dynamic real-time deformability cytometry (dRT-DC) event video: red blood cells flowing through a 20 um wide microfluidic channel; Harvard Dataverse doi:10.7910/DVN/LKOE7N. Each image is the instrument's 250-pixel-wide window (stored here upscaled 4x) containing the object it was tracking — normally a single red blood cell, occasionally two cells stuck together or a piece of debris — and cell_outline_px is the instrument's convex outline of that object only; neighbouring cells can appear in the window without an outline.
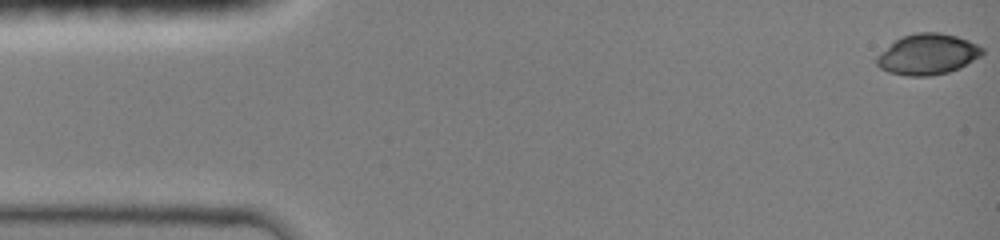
{"species": "common noctule bat (a hibernating species)", "species_latin": "Nyctalus noctula", "temperature_condition": "room temperature", "stored_images_in_passage": 13, "camera_frame_rate_fps": 3000, "um_per_image_px": 0.085, "animal": {"sex": "female", "body_mass_g": 19.0, "forearm_length_mm": 51.5}, "frame": {"image": 1, "passage_image": 1, "time_ms": 0.0, "image_size_px": [1000, 240], "cell_outline_px": [[984, 52], [980, 56], [960, 68], [948, 72], [928, 76], [908, 76], [888, 72], [880, 68], [876, 64], [876, 56], [880, 52], [896, 40], [904, 36], [916, 32], [940, 32], [956, 36], [968, 40], [984, 48]], "centroid_in_image_um": [78.84, 4.62], "position_along_channel_um": 6.2, "area_um2": 25.03}}
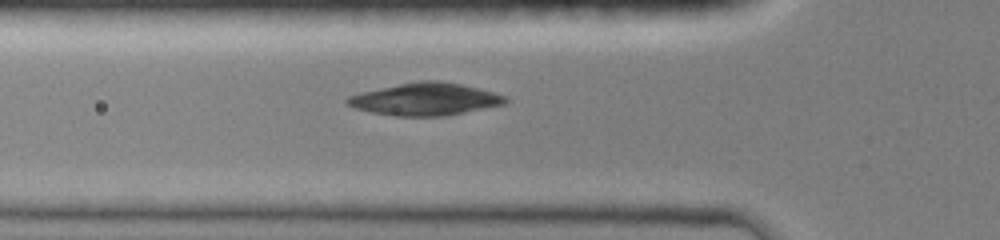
{"frame": {"image": 2, "passage_image": 6, "time_ms": 5.0, "image_size_px": [1000, 240], "cell_outline_px": [[508, 104], [444, 116], [396, 116], [372, 112], [356, 108], [348, 104], [344, 100], [348, 96], [360, 92], [420, 80], [440, 80], [460, 84], [508, 96]], "centroid_in_image_um": [36.18, 8.43], "position_along_channel_um": 89.6, "area_um2": 29.77}}
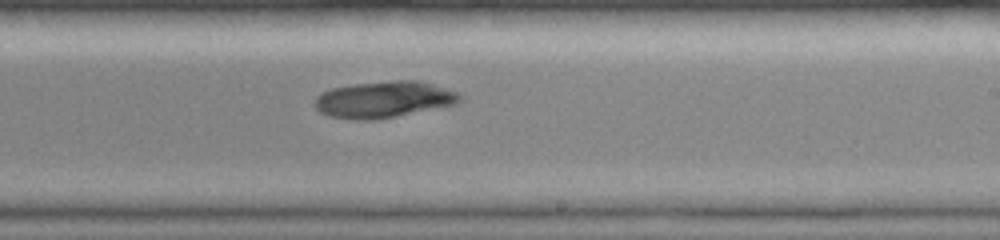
{"frame": {"image": 3, "passage_image": 13, "time_ms": 9.0, "image_size_px": [1000, 240], "cell_outline_px": [[464, 96], [456, 104], [396, 116], [372, 120], [364, 120], [332, 116], [320, 112], [316, 108], [316, 96], [320, 92], [332, 88], [356, 84], [392, 80], [420, 80], [456, 92]], "centroid_in_image_um": [32.64, 8.44], "position_along_channel_um": 256.4, "area_um2": 30.46}}